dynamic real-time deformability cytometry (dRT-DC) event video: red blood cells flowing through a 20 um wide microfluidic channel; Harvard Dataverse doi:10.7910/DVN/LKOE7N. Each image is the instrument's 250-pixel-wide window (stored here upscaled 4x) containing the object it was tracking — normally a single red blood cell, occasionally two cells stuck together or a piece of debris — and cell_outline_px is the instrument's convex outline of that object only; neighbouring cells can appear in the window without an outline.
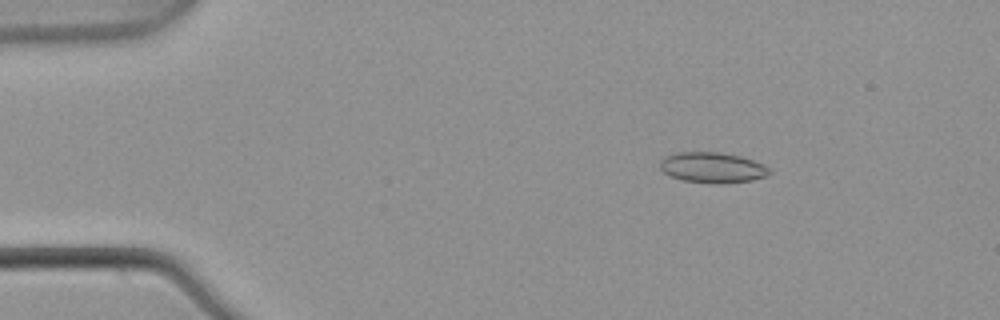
{"species": "common noctule bat (a hibernating species)", "species_latin": "Nyctalus noctula", "temperature_condition": "warm", "stored_images_in_passage": 6, "camera_frame_rate_fps": 3000, "um_per_image_px": 0.085, "animal": {"sex": "male", "body_mass_g": 21.5, "forearm_length_mm": 52.0}, "frame": {"image": 1, "passage_image": 3, "time_ms": 0.667, "image_size_px": [1000, 320], "cell_outline_px": [[772, 172], [764, 176], [752, 180], [724, 184], [720, 184], [684, 180], [672, 176], [664, 172], [660, 168], [660, 160], [664, 156], [676, 152], [720, 152], [740, 156], [764, 164], [772, 168]], "centroid_in_image_um": [60.58, 14.23], "position_along_channel_um": 24.4, "area_um2": 19.54}}